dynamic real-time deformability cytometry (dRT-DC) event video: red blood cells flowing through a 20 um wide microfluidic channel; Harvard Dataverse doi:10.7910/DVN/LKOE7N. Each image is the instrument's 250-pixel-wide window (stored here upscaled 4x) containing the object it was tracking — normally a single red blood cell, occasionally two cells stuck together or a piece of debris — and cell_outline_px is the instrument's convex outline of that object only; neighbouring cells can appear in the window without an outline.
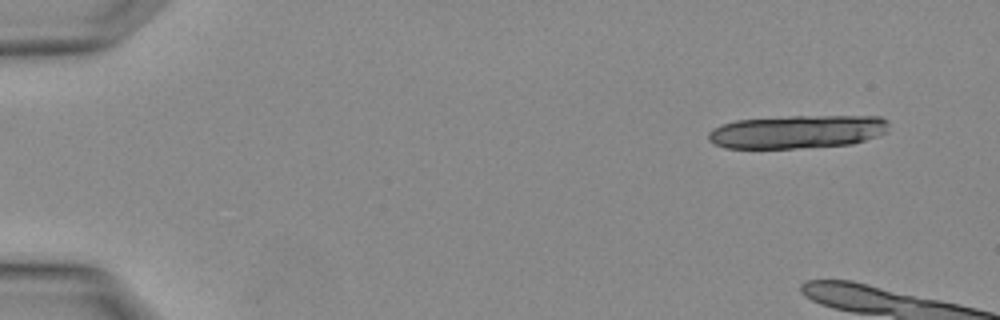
{"species": "Egyptian fruit bat (a non-hibernating species)", "species_latin": "Rousettus aegyptiacus", "temperature_condition": "warm", "stored_images_in_passage": 3, "camera_frame_rate_fps": 3000, "um_per_image_px": 0.085, "animal": {"sex": "female"}, "frame": {"image": 1, "passage_image": 1, "time_ms": 0.0, "image_size_px": [1000, 320], "cell_outline_px": [[888, 132], [852, 144], [796, 148], [724, 148], [708, 140], [708, 132], [712, 128], [720, 124], [736, 120], [788, 116], [880, 116], [888, 120]], "centroid_in_image_um": [67.76, 11.19], "position_along_channel_um": 17.2, "area_um2": 35.2}}